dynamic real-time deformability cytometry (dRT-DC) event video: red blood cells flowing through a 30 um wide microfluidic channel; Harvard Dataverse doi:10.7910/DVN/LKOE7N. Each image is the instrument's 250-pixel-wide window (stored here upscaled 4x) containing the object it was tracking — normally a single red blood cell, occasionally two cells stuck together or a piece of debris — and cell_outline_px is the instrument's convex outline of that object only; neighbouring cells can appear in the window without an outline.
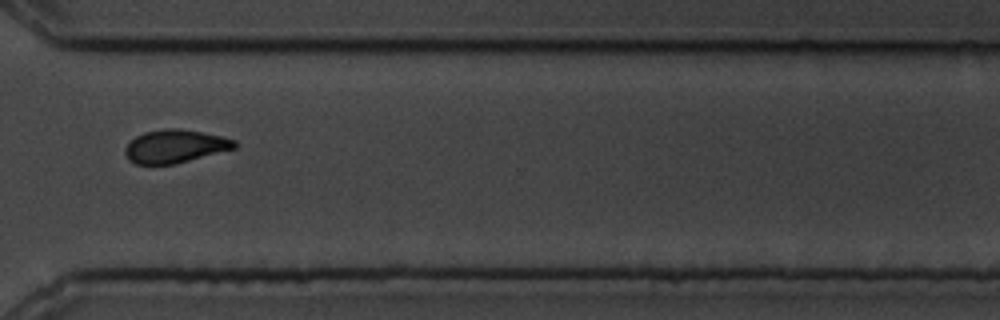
{"species": "common noctule bat (a hibernating species)", "species_latin": "Nyctalus noctula", "temperature_condition": "cold", "stored_images_in_passage": 15, "camera_frame_rate_fps": 3000, "um_per_image_px": 0.085, "animal": {"sex": "male", "body_mass_g": 19.5, "forearm_length_mm": 54.6}, "frame": {"image": 1, "passage_image": 11, "time_ms": 12.667, "image_size_px": [1000, 320], "cell_outline_px": [[236, 148], [172, 164], [136, 164], [128, 160], [124, 152], [124, 148], [136, 136], [144, 132], [164, 128], [180, 128], [220, 136], [236, 140]], "centroid_in_image_um": [14.84, 12.42], "position_along_channel_um": 355.8, "area_um2": 20.92}}
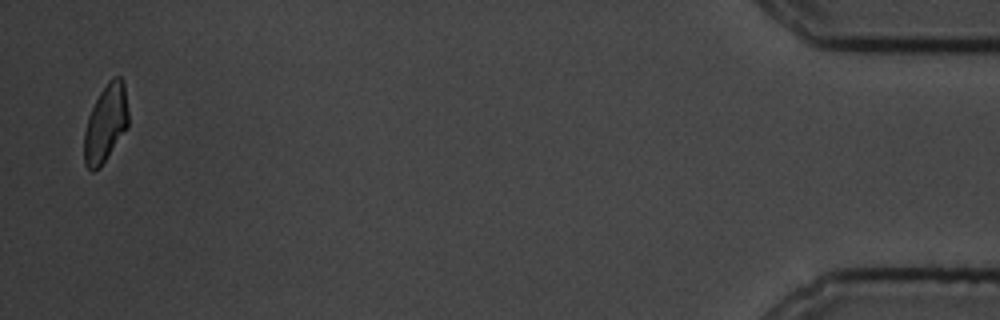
{"frame": {"image": 2, "passage_image": 15, "time_ms": 17.0, "image_size_px": [1000, 320], "cell_outline_px": [[128, 128], [100, 168], [92, 172], [84, 164], [84, 132], [88, 116], [100, 92], [108, 80], [112, 76], [120, 76], [124, 80], [128, 112]], "centroid_in_image_um": [8.99, 10.48], "position_along_channel_um": 426.2, "area_um2": 20.23}, "authors_computed_cell_mechanics": {"area_um2": 19.4208, "velocity_mm_per_s": 3.5717, "shape_relaxation_time_tau1_ms": 5.762, "shape_relaxation_time_tau2_ms": 3.3489, "deformation_change_tau1": 0.1642, "deformation_change_tau2": 0.1114}}